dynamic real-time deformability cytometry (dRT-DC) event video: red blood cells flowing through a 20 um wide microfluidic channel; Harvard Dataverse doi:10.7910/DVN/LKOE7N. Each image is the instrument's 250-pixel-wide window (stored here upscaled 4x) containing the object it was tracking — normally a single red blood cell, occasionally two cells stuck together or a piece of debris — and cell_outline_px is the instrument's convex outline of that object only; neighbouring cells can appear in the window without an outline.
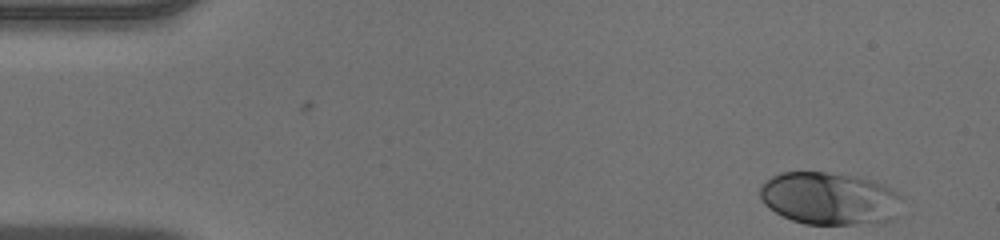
{"species": "human", "species_latin": "Homo sapiens", "temperature_condition": "warm", "stored_images_in_passage": 45, "camera_frame_rate_fps": 3000, "um_per_image_px": 0.085, "donor": {"sex": "male"}, "frame": {"image": 1, "passage_image": 1, "time_ms": 0.0, "image_size_px": [1000, 240], "cell_outline_px": [[904, 196], [892, 220], [884, 224], [804, 224], [792, 220], [768, 208], [764, 204], [760, 196], [760, 188], [772, 176], [780, 172], [828, 172], [856, 176], [872, 180], [884, 184]], "centroid_in_image_um": [70.56, 16.88], "position_along_channel_um": 14.4, "area_um2": 43.93}}
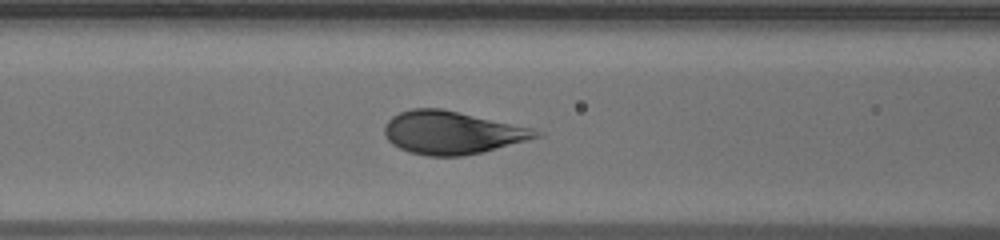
{"frame": {"image": 2, "passage_image": 17, "time_ms": 5.333, "image_size_px": [1000, 240], "cell_outline_px": [[544, 136], [464, 156], [428, 156], [408, 152], [392, 144], [388, 140], [384, 132], [384, 128], [388, 120], [392, 116], [400, 112], [412, 108], [440, 108], [532, 128], [544, 132]], "centroid_in_image_um": [38.41, 11.27], "position_along_channel_um": 128.2, "area_um2": 37.69}}
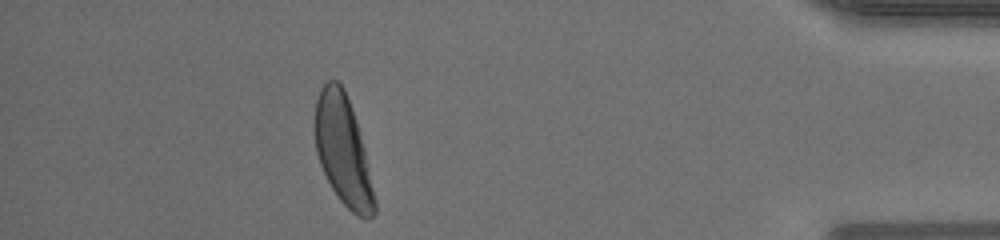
{"frame": {"image": 3, "passage_image": 40, "time_ms": 13.0, "image_size_px": [1000, 240], "cell_outline_px": [[376, 212], [372, 216], [356, 216], [340, 200], [332, 188], [320, 164], [316, 152], [316, 100], [320, 88], [328, 80], [336, 80], [344, 88], [356, 120], [364, 148], [376, 204]], "centroid_in_image_um": [29.15, 12.77], "position_along_channel_um": 406.0, "area_um2": 37.17}}